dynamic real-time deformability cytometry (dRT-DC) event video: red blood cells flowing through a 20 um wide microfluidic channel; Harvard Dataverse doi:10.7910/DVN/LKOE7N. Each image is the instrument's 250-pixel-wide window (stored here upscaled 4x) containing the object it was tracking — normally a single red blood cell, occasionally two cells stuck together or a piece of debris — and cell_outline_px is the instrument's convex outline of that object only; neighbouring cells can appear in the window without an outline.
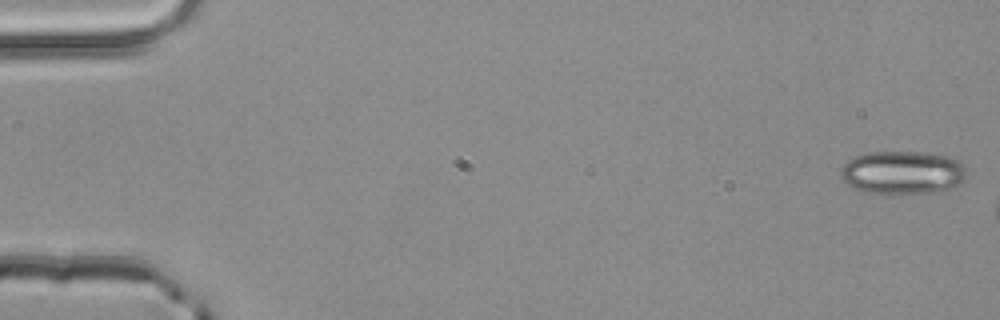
{"species": "common noctule bat (a hibernating species)", "species_latin": "Nyctalus noctula", "temperature_condition": "room temperature", "stored_images_in_passage": 8, "camera_frame_rate_fps": 3000, "um_per_image_px": 0.085, "animal": {"sex": "male", "body_mass_g": 20.4}, "frame": {"image": 1, "passage_image": 1, "time_ms": 0.0, "image_size_px": [1000, 320], "cell_outline_px": [[964, 180], [960, 184], [952, 188], [936, 192], [868, 192], [856, 188], [848, 184], [840, 176], [840, 168], [852, 156], [868, 152], [920, 152], [948, 156], [964, 164]], "centroid_in_image_um": [76.7, 14.64], "position_along_channel_um": 8.3, "area_um2": 31.33}}